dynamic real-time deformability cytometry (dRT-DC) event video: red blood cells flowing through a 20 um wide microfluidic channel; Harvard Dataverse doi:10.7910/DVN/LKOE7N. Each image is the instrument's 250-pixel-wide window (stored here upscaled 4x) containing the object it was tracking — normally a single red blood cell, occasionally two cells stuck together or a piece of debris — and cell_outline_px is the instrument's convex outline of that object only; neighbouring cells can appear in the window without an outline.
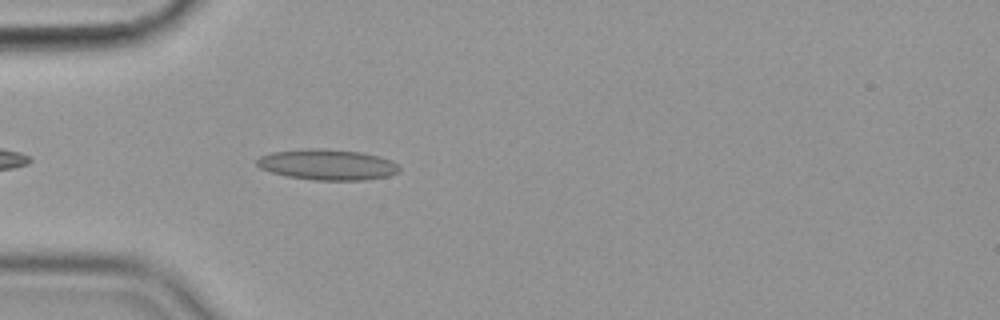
{"species": "common noctule bat (a hibernating species)", "species_latin": "Nyctalus noctula", "temperature_condition": "cold", "stored_images_in_passage": 9, "camera_frame_rate_fps": 3000, "um_per_image_px": 0.085, "animal": {"sex": "female", "body_mass_g": 19.9}, "frame": {"image": 1, "passage_image": 4, "time_ms": 1.0, "image_size_px": [1000, 320], "cell_outline_px": [[400, 172], [388, 176], [364, 180], [316, 180], [288, 176], [272, 172], [260, 168], [256, 164], [256, 160], [260, 156], [272, 152], [308, 148], [324, 148], [360, 152], [392, 160], [400, 168]], "centroid_in_image_um": [27.83, 13.99], "position_along_channel_um": 57.2, "area_um2": 25.43}}
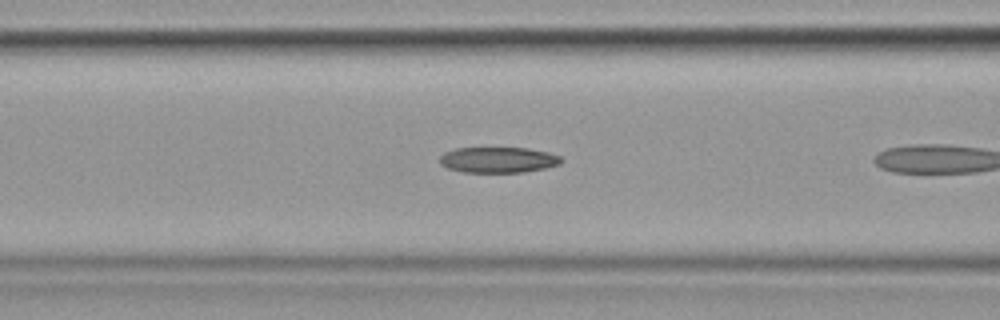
{"frame": {"image": 2, "passage_image": 7, "time_ms": 2.0, "image_size_px": [1000, 320], "cell_outline_px": [[564, 160], [560, 164], [544, 168], [524, 172], [464, 172], [448, 168], [440, 164], [440, 156], [444, 152], [456, 148], [528, 148], [548, 152], [560, 156]], "centroid_in_image_um": [42.35, 13.58], "position_along_channel_um": 124.2, "area_um2": 18.21}}